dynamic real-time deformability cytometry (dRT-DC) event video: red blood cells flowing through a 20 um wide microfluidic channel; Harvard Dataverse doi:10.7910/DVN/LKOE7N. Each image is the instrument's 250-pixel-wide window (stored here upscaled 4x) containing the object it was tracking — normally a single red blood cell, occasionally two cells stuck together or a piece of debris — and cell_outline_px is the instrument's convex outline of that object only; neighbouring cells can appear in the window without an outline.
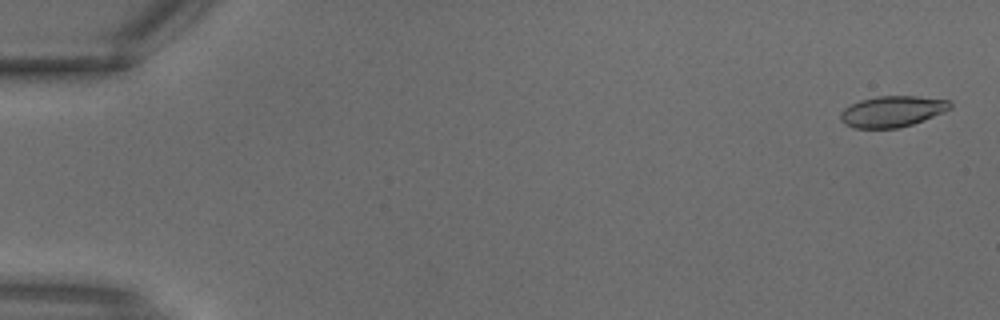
{"species": "common noctule bat (a hibernating species)", "species_latin": "Nyctalus noctula", "temperature_condition": "warm", "stored_images_in_passage": 2, "camera_frame_rate_fps": 3000, "um_per_image_px": 0.085, "animal": {"sex": "male", "body_mass_g": 18.8}, "frame": {"image": 1, "passage_image": 1, "time_ms": 0.0, "image_size_px": [1000, 320], "cell_outline_px": [[952, 108], [944, 112], [924, 120], [900, 128], [856, 128], [844, 124], [840, 120], [840, 112], [844, 108], [860, 100], [876, 96], [916, 96], [948, 100], [952, 104]], "centroid_in_image_um": [75.84, 9.47], "position_along_channel_um": 9.2, "area_um2": 19.88}}
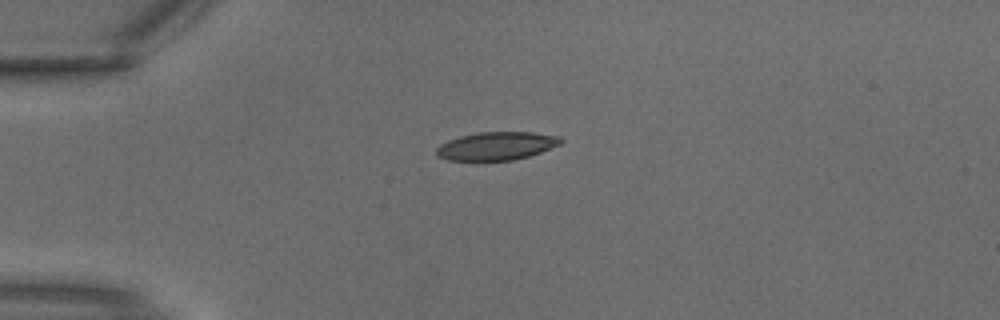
{"frame": {"image": 2, "passage_image": 2, "time_ms": 0.333, "image_size_px": [1000, 320], "cell_outline_px": [[564, 140], [560, 144], [540, 152], [528, 156], [512, 160], [448, 160], [436, 156], [436, 148], [440, 144], [448, 140], [460, 136], [476, 132], [532, 132], [560, 136]], "centroid_in_image_um": [42.19, 12.4], "position_along_channel_um": 42.8, "area_um2": 20.4}}